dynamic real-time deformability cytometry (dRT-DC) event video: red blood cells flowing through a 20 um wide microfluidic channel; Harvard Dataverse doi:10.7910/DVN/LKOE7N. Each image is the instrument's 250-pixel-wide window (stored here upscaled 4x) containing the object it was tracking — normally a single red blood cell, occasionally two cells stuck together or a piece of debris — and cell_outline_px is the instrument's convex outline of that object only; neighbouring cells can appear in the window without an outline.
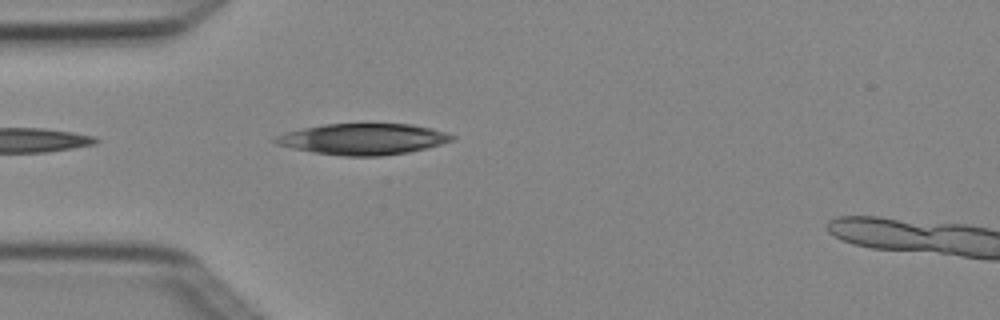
{"species": "Egyptian fruit bat (a non-hibernating species)", "species_latin": "Rousettus aegyptiacus", "temperature_condition": "cold", "stored_images_in_passage": 4, "camera_frame_rate_fps": 3000, "um_per_image_px": 0.085, "animal": {"sex": "female"}, "frame": {"image": 1, "passage_image": 3, "time_ms": 0.667, "image_size_px": [1000, 320], "cell_outline_px": [[456, 136], [452, 140], [428, 148], [408, 152], [380, 156], [344, 156], [312, 152], [292, 148], [276, 144], [272, 140], [276, 136], [288, 132], [304, 128], [324, 124], [412, 124], [432, 128]], "centroid_in_image_um": [30.87, 11.82], "position_along_channel_um": 54.1, "area_um2": 31.85}}